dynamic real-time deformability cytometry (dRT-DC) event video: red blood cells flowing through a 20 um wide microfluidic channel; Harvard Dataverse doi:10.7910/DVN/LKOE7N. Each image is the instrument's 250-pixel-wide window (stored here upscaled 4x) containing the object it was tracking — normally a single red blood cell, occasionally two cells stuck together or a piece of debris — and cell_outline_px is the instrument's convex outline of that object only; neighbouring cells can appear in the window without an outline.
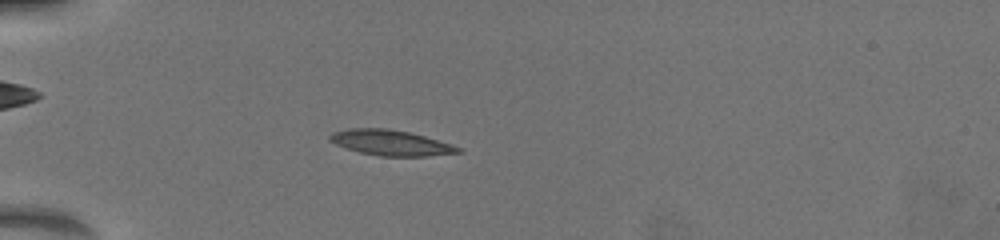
{"species": "common noctule bat (a hibernating species)", "species_latin": "Nyctalus noctula", "temperature_condition": "warm", "stored_images_in_passage": 49, "camera_frame_rate_fps": 3000, "um_per_image_px": 0.085, "animal": {"sex": "female", "body_mass_g": 19.5, "forearm_length_mm": 54.1}, "frame": {"image": 1, "passage_image": 7, "time_ms": 2.333, "image_size_px": [1000, 240], "cell_outline_px": [[464, 152], [424, 156], [380, 156], [360, 152], [344, 148], [328, 140], [328, 136], [332, 132], [348, 128], [388, 128], [408, 132], [424, 136], [452, 144], [460, 148]], "centroid_in_image_um": [33.18, 12.13], "position_along_channel_um": 51.8, "area_um2": 19.07}}
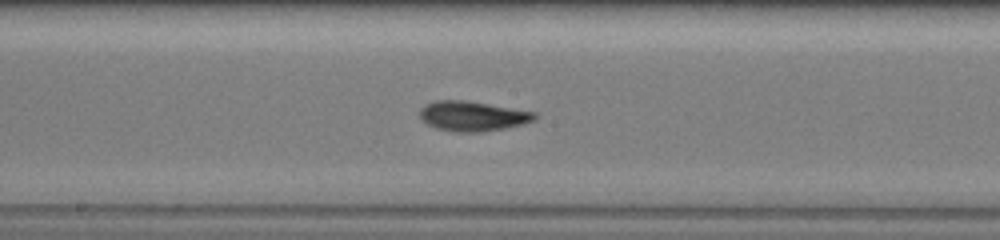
{"frame": {"image": 2, "passage_image": 22, "time_ms": 7.0, "image_size_px": [1000, 240], "cell_outline_px": [[536, 116], [532, 120], [524, 124], [504, 128], [480, 132], [452, 132], [436, 128], [420, 120], [420, 108], [424, 104], [436, 100], [464, 100], [536, 112]], "centroid_in_image_um": [40.11, 9.87], "position_along_channel_um": 208.1, "area_um2": 20.0}}
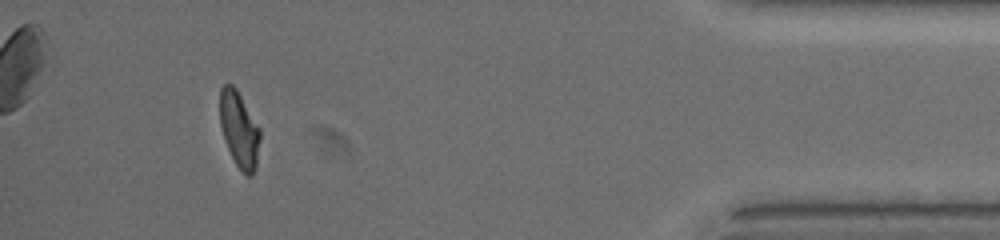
{"frame": {"image": 3, "passage_image": 45, "time_ms": 13.667, "image_size_px": [1000, 240], "cell_outline_px": [[260, 140], [256, 168], [252, 176], [244, 176], [236, 164], [224, 140], [220, 124], [220, 88], [224, 84], [232, 84], [236, 88], [260, 128]], "centroid_in_image_um": [20.34, 11.03], "position_along_channel_um": 414.9, "area_um2": 17.86}, "authors_computed_cell_mechanics": {"area_um2": 18.6694, "velocity_mm_per_s": 3.865, "shape_relaxation_time_tau1_ms": 3.4376, "shape_relaxation_time_tau2_ms": 1.4468, "deformation_change_tau1": 0.1569, "deformation_change_tau2": 0.0606}}